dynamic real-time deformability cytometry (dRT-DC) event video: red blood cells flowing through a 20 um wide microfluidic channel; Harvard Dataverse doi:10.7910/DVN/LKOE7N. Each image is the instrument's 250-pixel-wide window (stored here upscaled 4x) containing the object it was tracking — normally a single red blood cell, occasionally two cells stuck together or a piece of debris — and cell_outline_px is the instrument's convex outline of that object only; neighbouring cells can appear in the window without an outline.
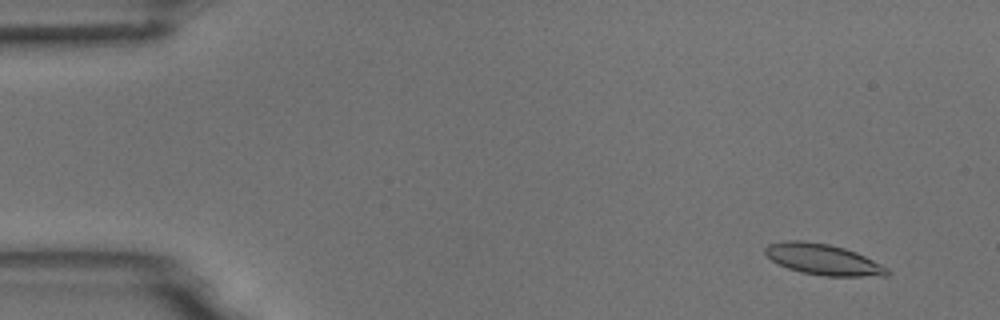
{"species": "common noctule bat (a hibernating species)", "species_latin": "Nyctalus noctula", "temperature_condition": "room temperature", "stored_images_in_passage": 6, "camera_frame_rate_fps": 3000, "um_per_image_px": 0.085, "animal": {"sex": "male", "body_mass_g": 18.8}, "frame": {"image": 1, "passage_image": 2, "time_ms": 0.333, "image_size_px": [1000, 320], "cell_outline_px": [[892, 272], [888, 276], [824, 276], [800, 272], [788, 268], [772, 260], [764, 252], [764, 248], [768, 244], [788, 240], [800, 240], [828, 244], [844, 248], [856, 252], [888, 268]], "centroid_in_image_um": [69.98, 22.06], "position_along_channel_um": 15.0, "area_um2": 21.91}}
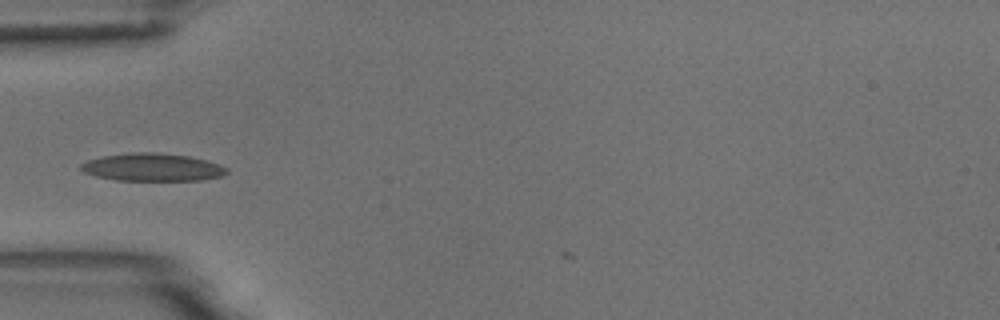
{"frame": {"image": 2, "passage_image": 6, "time_ms": 1.667, "image_size_px": [1000, 320], "cell_outline_px": [[228, 172], [224, 176], [200, 180], [116, 180], [96, 176], [84, 172], [80, 168], [80, 164], [88, 160], [100, 156], [132, 152], [152, 152], [188, 156], [208, 160], [220, 164], [228, 168]], "centroid_in_image_um": [12.97, 14.21], "position_along_channel_um": 72.0, "area_um2": 23.7}}